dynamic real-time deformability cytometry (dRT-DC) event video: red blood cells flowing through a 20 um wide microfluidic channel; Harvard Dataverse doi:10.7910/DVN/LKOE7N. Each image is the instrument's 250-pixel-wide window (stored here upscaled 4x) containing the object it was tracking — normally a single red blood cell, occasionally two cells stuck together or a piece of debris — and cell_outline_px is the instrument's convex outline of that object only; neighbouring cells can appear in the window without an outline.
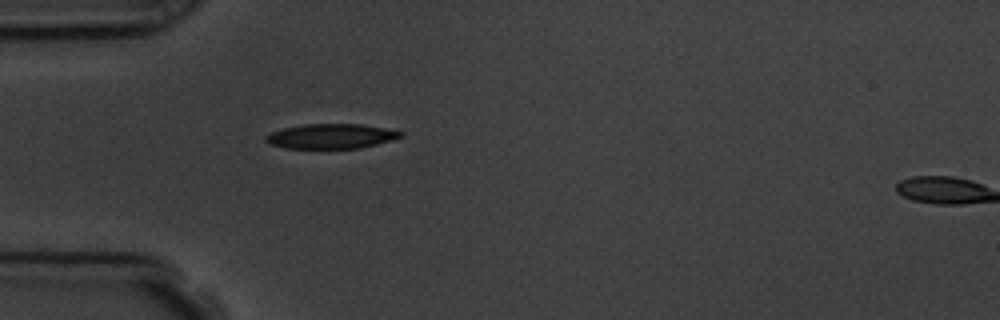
{"species": "common noctule bat (a hibernating species)", "species_latin": "Nyctalus noctula", "temperature_condition": "room temperature", "stored_images_in_passage": 2, "segment_of_instrument_passage": [1, 2], "camera_frame_rate_fps": 3000, "um_per_image_px": 0.085, "animal": {"sex": "male", "body_mass_g": 19.5, "forearm_length_mm": 54.6}, "frame": {"image": 1, "passage_image": 1, "time_ms": 0.0, "image_size_px": [1000, 320], "cell_outline_px": [[404, 132], [400, 136], [376, 144], [360, 148], [284, 148], [268, 144], [264, 140], [264, 136], [272, 132], [284, 128], [304, 124], [360, 124], [396, 128]], "centroid_in_image_um": [28.14, 11.57], "position_along_channel_um": 56.9, "area_um2": 19.59}}